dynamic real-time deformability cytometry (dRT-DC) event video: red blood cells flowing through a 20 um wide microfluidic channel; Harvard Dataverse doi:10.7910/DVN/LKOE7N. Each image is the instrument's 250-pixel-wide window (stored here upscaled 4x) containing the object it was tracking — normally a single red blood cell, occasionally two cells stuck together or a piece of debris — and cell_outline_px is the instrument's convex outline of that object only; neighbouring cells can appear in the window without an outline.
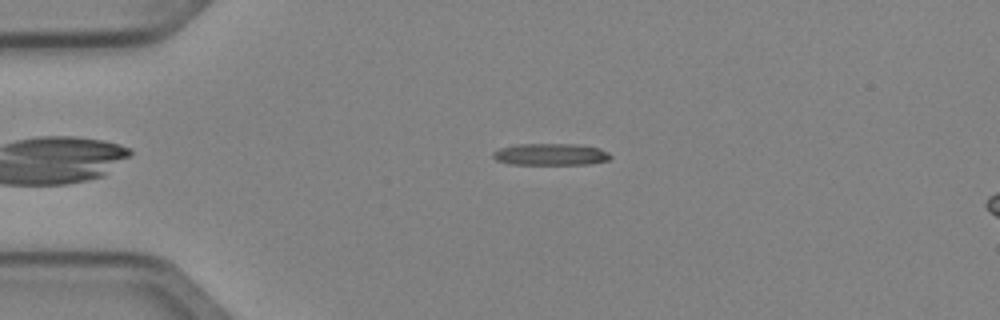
{"species": "Egyptian fruit bat (a non-hibernating species)", "species_latin": "Rousettus aegyptiacus", "temperature_condition": "cold", "stored_images_in_passage": 3, "segment_of_instrument_passage": [1, 2], "camera_frame_rate_fps": 3000, "um_per_image_px": 0.085, "animal": {"sex": "female"}, "frame": {"image": 1, "passage_image": 1, "time_ms": 0.0, "image_size_px": [1000, 320], "cell_outline_px": [[612, 156], [608, 160], [588, 164], [512, 164], [496, 160], [492, 156], [492, 152], [500, 148], [516, 144], [576, 144], [600, 148], [608, 152]], "centroid_in_image_um": [46.8, 13.11], "position_along_channel_um": 38.2, "area_um2": 14.91}}